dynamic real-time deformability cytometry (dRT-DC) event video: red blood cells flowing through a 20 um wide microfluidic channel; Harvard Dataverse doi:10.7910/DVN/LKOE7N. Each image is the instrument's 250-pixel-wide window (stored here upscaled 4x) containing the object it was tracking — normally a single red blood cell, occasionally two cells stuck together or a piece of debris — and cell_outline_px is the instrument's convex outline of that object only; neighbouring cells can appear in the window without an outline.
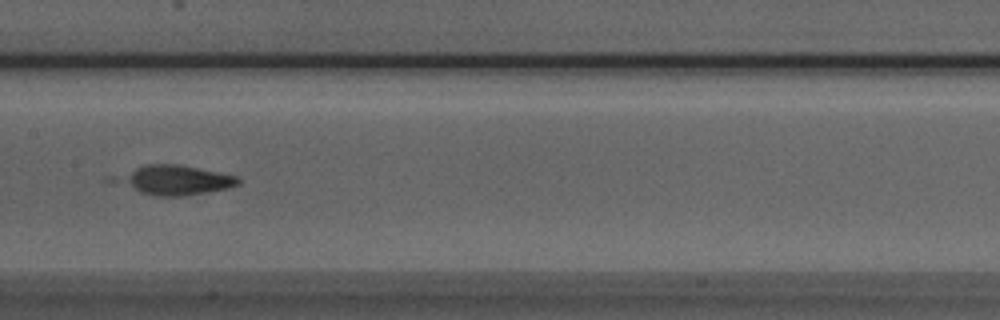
{"species": "Egyptian fruit bat (a non-hibernating species)", "species_latin": "Rousettus aegyptiacus", "temperature_condition": "room temperature", "stored_images_in_passage": 7, "camera_frame_rate_fps": 3000, "um_per_image_px": 0.085, "animal": {"sex": "male"}, "frame": {"image": 1, "passage_image": 7, "time_ms": 2.0, "image_size_px": [1000, 320], "cell_outline_px": [[240, 184], [228, 188], [208, 192], [184, 196], [156, 196], [140, 192], [124, 180], [124, 176], [136, 168], [148, 164], [180, 164], [236, 176], [240, 180]], "centroid_in_image_um": [15.12, 15.31], "position_along_channel_um": 192.3, "area_um2": 19.65}}